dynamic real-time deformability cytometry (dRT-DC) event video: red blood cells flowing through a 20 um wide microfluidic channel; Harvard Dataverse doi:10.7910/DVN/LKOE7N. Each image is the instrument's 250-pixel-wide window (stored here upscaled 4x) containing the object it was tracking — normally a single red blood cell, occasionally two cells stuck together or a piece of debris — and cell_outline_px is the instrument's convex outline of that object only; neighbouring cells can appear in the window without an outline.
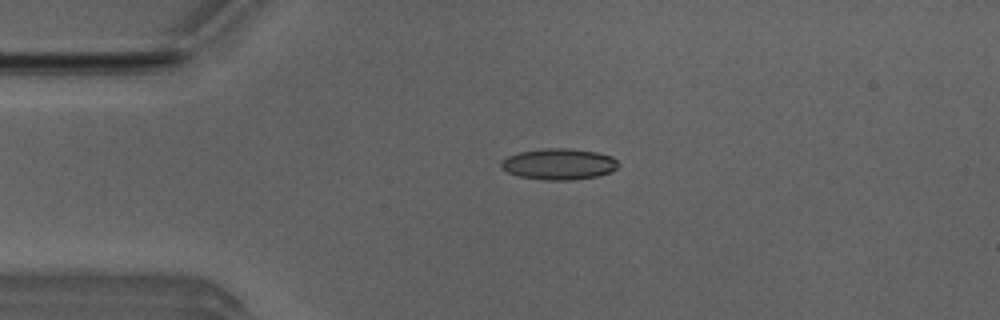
{"species": "Egyptian fruit bat (a non-hibernating species)", "species_latin": "Rousettus aegyptiacus", "temperature_condition": "room temperature", "stored_images_in_passage": 4, "camera_frame_rate_fps": 3000, "um_per_image_px": 0.085, "animal": {"sex": "male"}, "frame": {"image": 1, "passage_image": 2, "time_ms": 0.333, "image_size_px": [1000, 320], "cell_outline_px": [[620, 164], [616, 168], [608, 172], [596, 176], [572, 180], [544, 180], [520, 176], [508, 172], [500, 164], [500, 160], [508, 156], [520, 152], [544, 148], [568, 148], [596, 152], [612, 156]], "centroid_in_image_um": [47.5, 13.94], "position_along_channel_um": 37.5, "area_um2": 21.1}}